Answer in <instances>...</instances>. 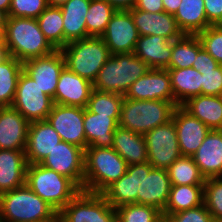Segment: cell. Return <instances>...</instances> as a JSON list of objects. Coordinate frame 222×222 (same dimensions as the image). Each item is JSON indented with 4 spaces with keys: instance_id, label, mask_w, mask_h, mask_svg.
<instances>
[{
    "instance_id": "obj_1",
    "label": "cell",
    "mask_w": 222,
    "mask_h": 222,
    "mask_svg": "<svg viewBox=\"0 0 222 222\" xmlns=\"http://www.w3.org/2000/svg\"><path fill=\"white\" fill-rule=\"evenodd\" d=\"M3 42L8 55L22 63L56 50L40 30L36 18L8 16Z\"/></svg>"
},
{
    "instance_id": "obj_2",
    "label": "cell",
    "mask_w": 222,
    "mask_h": 222,
    "mask_svg": "<svg viewBox=\"0 0 222 222\" xmlns=\"http://www.w3.org/2000/svg\"><path fill=\"white\" fill-rule=\"evenodd\" d=\"M0 222H58V213L24 185L0 194Z\"/></svg>"
},
{
    "instance_id": "obj_3",
    "label": "cell",
    "mask_w": 222,
    "mask_h": 222,
    "mask_svg": "<svg viewBox=\"0 0 222 222\" xmlns=\"http://www.w3.org/2000/svg\"><path fill=\"white\" fill-rule=\"evenodd\" d=\"M127 163L112 147H87L84 162V191L101 194L127 171Z\"/></svg>"
},
{
    "instance_id": "obj_4",
    "label": "cell",
    "mask_w": 222,
    "mask_h": 222,
    "mask_svg": "<svg viewBox=\"0 0 222 222\" xmlns=\"http://www.w3.org/2000/svg\"><path fill=\"white\" fill-rule=\"evenodd\" d=\"M25 185L57 213L81 191L71 179L40 164H28Z\"/></svg>"
},
{
    "instance_id": "obj_5",
    "label": "cell",
    "mask_w": 222,
    "mask_h": 222,
    "mask_svg": "<svg viewBox=\"0 0 222 222\" xmlns=\"http://www.w3.org/2000/svg\"><path fill=\"white\" fill-rule=\"evenodd\" d=\"M150 69L133 53L111 55L98 72L93 89L125 95L130 85Z\"/></svg>"
},
{
    "instance_id": "obj_6",
    "label": "cell",
    "mask_w": 222,
    "mask_h": 222,
    "mask_svg": "<svg viewBox=\"0 0 222 222\" xmlns=\"http://www.w3.org/2000/svg\"><path fill=\"white\" fill-rule=\"evenodd\" d=\"M60 51L64 56L65 66L91 83L112 55L101 37L70 42Z\"/></svg>"
},
{
    "instance_id": "obj_7",
    "label": "cell",
    "mask_w": 222,
    "mask_h": 222,
    "mask_svg": "<svg viewBox=\"0 0 222 222\" xmlns=\"http://www.w3.org/2000/svg\"><path fill=\"white\" fill-rule=\"evenodd\" d=\"M176 106L162 100H133L124 97L118 126L145 134L172 119Z\"/></svg>"
},
{
    "instance_id": "obj_8",
    "label": "cell",
    "mask_w": 222,
    "mask_h": 222,
    "mask_svg": "<svg viewBox=\"0 0 222 222\" xmlns=\"http://www.w3.org/2000/svg\"><path fill=\"white\" fill-rule=\"evenodd\" d=\"M58 222H117V216L102 194L81 190L58 213Z\"/></svg>"
},
{
    "instance_id": "obj_9",
    "label": "cell",
    "mask_w": 222,
    "mask_h": 222,
    "mask_svg": "<svg viewBox=\"0 0 222 222\" xmlns=\"http://www.w3.org/2000/svg\"><path fill=\"white\" fill-rule=\"evenodd\" d=\"M53 104V99L46 95L37 83L22 71L11 107L31 123L46 120Z\"/></svg>"
},
{
    "instance_id": "obj_10",
    "label": "cell",
    "mask_w": 222,
    "mask_h": 222,
    "mask_svg": "<svg viewBox=\"0 0 222 222\" xmlns=\"http://www.w3.org/2000/svg\"><path fill=\"white\" fill-rule=\"evenodd\" d=\"M148 162L155 169H165L182 156L174 120L155 127L144 134Z\"/></svg>"
},
{
    "instance_id": "obj_11",
    "label": "cell",
    "mask_w": 222,
    "mask_h": 222,
    "mask_svg": "<svg viewBox=\"0 0 222 222\" xmlns=\"http://www.w3.org/2000/svg\"><path fill=\"white\" fill-rule=\"evenodd\" d=\"M84 162V149L62 141L56 145L40 165L71 179L84 191Z\"/></svg>"
},
{
    "instance_id": "obj_12",
    "label": "cell",
    "mask_w": 222,
    "mask_h": 222,
    "mask_svg": "<svg viewBox=\"0 0 222 222\" xmlns=\"http://www.w3.org/2000/svg\"><path fill=\"white\" fill-rule=\"evenodd\" d=\"M46 120L57 131L62 141L86 149L84 108L53 104Z\"/></svg>"
},
{
    "instance_id": "obj_13",
    "label": "cell",
    "mask_w": 222,
    "mask_h": 222,
    "mask_svg": "<svg viewBox=\"0 0 222 222\" xmlns=\"http://www.w3.org/2000/svg\"><path fill=\"white\" fill-rule=\"evenodd\" d=\"M124 97L133 100H162L179 106L174 99L168 69L151 68L130 85Z\"/></svg>"
},
{
    "instance_id": "obj_14",
    "label": "cell",
    "mask_w": 222,
    "mask_h": 222,
    "mask_svg": "<svg viewBox=\"0 0 222 222\" xmlns=\"http://www.w3.org/2000/svg\"><path fill=\"white\" fill-rule=\"evenodd\" d=\"M139 36L130 11L118 10L111 17L101 38L110 53L115 55L133 53Z\"/></svg>"
},
{
    "instance_id": "obj_15",
    "label": "cell",
    "mask_w": 222,
    "mask_h": 222,
    "mask_svg": "<svg viewBox=\"0 0 222 222\" xmlns=\"http://www.w3.org/2000/svg\"><path fill=\"white\" fill-rule=\"evenodd\" d=\"M64 67L65 59L60 50L23 62V71L52 99H54L59 76Z\"/></svg>"
},
{
    "instance_id": "obj_16",
    "label": "cell",
    "mask_w": 222,
    "mask_h": 222,
    "mask_svg": "<svg viewBox=\"0 0 222 222\" xmlns=\"http://www.w3.org/2000/svg\"><path fill=\"white\" fill-rule=\"evenodd\" d=\"M170 189L171 182L167 170L155 169L149 162H144L137 204L154 206L163 212L169 200Z\"/></svg>"
},
{
    "instance_id": "obj_17",
    "label": "cell",
    "mask_w": 222,
    "mask_h": 222,
    "mask_svg": "<svg viewBox=\"0 0 222 222\" xmlns=\"http://www.w3.org/2000/svg\"><path fill=\"white\" fill-rule=\"evenodd\" d=\"M172 119L175 123L182 156H193L211 129L198 118L191 116L181 106L174 109Z\"/></svg>"
},
{
    "instance_id": "obj_18",
    "label": "cell",
    "mask_w": 222,
    "mask_h": 222,
    "mask_svg": "<svg viewBox=\"0 0 222 222\" xmlns=\"http://www.w3.org/2000/svg\"><path fill=\"white\" fill-rule=\"evenodd\" d=\"M129 11L140 36L156 35L174 41L184 35L172 14L152 13L136 8Z\"/></svg>"
},
{
    "instance_id": "obj_19",
    "label": "cell",
    "mask_w": 222,
    "mask_h": 222,
    "mask_svg": "<svg viewBox=\"0 0 222 222\" xmlns=\"http://www.w3.org/2000/svg\"><path fill=\"white\" fill-rule=\"evenodd\" d=\"M61 142V137L47 120L31 122L25 149L28 164H40Z\"/></svg>"
},
{
    "instance_id": "obj_20",
    "label": "cell",
    "mask_w": 222,
    "mask_h": 222,
    "mask_svg": "<svg viewBox=\"0 0 222 222\" xmlns=\"http://www.w3.org/2000/svg\"><path fill=\"white\" fill-rule=\"evenodd\" d=\"M92 90L93 83L65 66L59 76L53 103L86 108Z\"/></svg>"
},
{
    "instance_id": "obj_21",
    "label": "cell",
    "mask_w": 222,
    "mask_h": 222,
    "mask_svg": "<svg viewBox=\"0 0 222 222\" xmlns=\"http://www.w3.org/2000/svg\"><path fill=\"white\" fill-rule=\"evenodd\" d=\"M29 122L12 107H0V149L25 151Z\"/></svg>"
},
{
    "instance_id": "obj_22",
    "label": "cell",
    "mask_w": 222,
    "mask_h": 222,
    "mask_svg": "<svg viewBox=\"0 0 222 222\" xmlns=\"http://www.w3.org/2000/svg\"><path fill=\"white\" fill-rule=\"evenodd\" d=\"M142 180L143 163L128 165L126 173L101 194L113 208L137 203L138 190Z\"/></svg>"
},
{
    "instance_id": "obj_23",
    "label": "cell",
    "mask_w": 222,
    "mask_h": 222,
    "mask_svg": "<svg viewBox=\"0 0 222 222\" xmlns=\"http://www.w3.org/2000/svg\"><path fill=\"white\" fill-rule=\"evenodd\" d=\"M205 179L222 176V129L210 130L192 156Z\"/></svg>"
},
{
    "instance_id": "obj_24",
    "label": "cell",
    "mask_w": 222,
    "mask_h": 222,
    "mask_svg": "<svg viewBox=\"0 0 222 222\" xmlns=\"http://www.w3.org/2000/svg\"><path fill=\"white\" fill-rule=\"evenodd\" d=\"M25 151L0 149V194L25 185Z\"/></svg>"
},
{
    "instance_id": "obj_25",
    "label": "cell",
    "mask_w": 222,
    "mask_h": 222,
    "mask_svg": "<svg viewBox=\"0 0 222 222\" xmlns=\"http://www.w3.org/2000/svg\"><path fill=\"white\" fill-rule=\"evenodd\" d=\"M120 117H108L92 113L84 108V130L87 147H112L114 132Z\"/></svg>"
},
{
    "instance_id": "obj_26",
    "label": "cell",
    "mask_w": 222,
    "mask_h": 222,
    "mask_svg": "<svg viewBox=\"0 0 222 222\" xmlns=\"http://www.w3.org/2000/svg\"><path fill=\"white\" fill-rule=\"evenodd\" d=\"M133 54L150 68L166 69L172 54V41L156 35L139 36Z\"/></svg>"
},
{
    "instance_id": "obj_27",
    "label": "cell",
    "mask_w": 222,
    "mask_h": 222,
    "mask_svg": "<svg viewBox=\"0 0 222 222\" xmlns=\"http://www.w3.org/2000/svg\"><path fill=\"white\" fill-rule=\"evenodd\" d=\"M91 0H68L60 7L63 16L64 46L87 38L86 14Z\"/></svg>"
},
{
    "instance_id": "obj_28",
    "label": "cell",
    "mask_w": 222,
    "mask_h": 222,
    "mask_svg": "<svg viewBox=\"0 0 222 222\" xmlns=\"http://www.w3.org/2000/svg\"><path fill=\"white\" fill-rule=\"evenodd\" d=\"M112 148L126 161L127 165L148 162L143 134L118 126L114 132Z\"/></svg>"
},
{
    "instance_id": "obj_29",
    "label": "cell",
    "mask_w": 222,
    "mask_h": 222,
    "mask_svg": "<svg viewBox=\"0 0 222 222\" xmlns=\"http://www.w3.org/2000/svg\"><path fill=\"white\" fill-rule=\"evenodd\" d=\"M181 107L211 130L222 129V96L200 94L189 98Z\"/></svg>"
},
{
    "instance_id": "obj_30",
    "label": "cell",
    "mask_w": 222,
    "mask_h": 222,
    "mask_svg": "<svg viewBox=\"0 0 222 222\" xmlns=\"http://www.w3.org/2000/svg\"><path fill=\"white\" fill-rule=\"evenodd\" d=\"M173 16L183 34L197 35L211 26L207 21L203 0H181Z\"/></svg>"
},
{
    "instance_id": "obj_31",
    "label": "cell",
    "mask_w": 222,
    "mask_h": 222,
    "mask_svg": "<svg viewBox=\"0 0 222 222\" xmlns=\"http://www.w3.org/2000/svg\"><path fill=\"white\" fill-rule=\"evenodd\" d=\"M176 103L181 106L189 98L201 94V73L195 68L168 69Z\"/></svg>"
},
{
    "instance_id": "obj_32",
    "label": "cell",
    "mask_w": 222,
    "mask_h": 222,
    "mask_svg": "<svg viewBox=\"0 0 222 222\" xmlns=\"http://www.w3.org/2000/svg\"><path fill=\"white\" fill-rule=\"evenodd\" d=\"M204 204V185H171L169 200L162 212L169 216Z\"/></svg>"
},
{
    "instance_id": "obj_33",
    "label": "cell",
    "mask_w": 222,
    "mask_h": 222,
    "mask_svg": "<svg viewBox=\"0 0 222 222\" xmlns=\"http://www.w3.org/2000/svg\"><path fill=\"white\" fill-rule=\"evenodd\" d=\"M23 63L12 56L0 62V107H11Z\"/></svg>"
},
{
    "instance_id": "obj_34",
    "label": "cell",
    "mask_w": 222,
    "mask_h": 222,
    "mask_svg": "<svg viewBox=\"0 0 222 222\" xmlns=\"http://www.w3.org/2000/svg\"><path fill=\"white\" fill-rule=\"evenodd\" d=\"M202 48L197 35L184 34L172 41V54L169 66L166 69L190 68Z\"/></svg>"
},
{
    "instance_id": "obj_35",
    "label": "cell",
    "mask_w": 222,
    "mask_h": 222,
    "mask_svg": "<svg viewBox=\"0 0 222 222\" xmlns=\"http://www.w3.org/2000/svg\"><path fill=\"white\" fill-rule=\"evenodd\" d=\"M36 19L49 43L56 50H61L64 47V30L60 7L48 6Z\"/></svg>"
},
{
    "instance_id": "obj_36",
    "label": "cell",
    "mask_w": 222,
    "mask_h": 222,
    "mask_svg": "<svg viewBox=\"0 0 222 222\" xmlns=\"http://www.w3.org/2000/svg\"><path fill=\"white\" fill-rule=\"evenodd\" d=\"M171 185H204L205 178L192 156H181L167 169Z\"/></svg>"
},
{
    "instance_id": "obj_37",
    "label": "cell",
    "mask_w": 222,
    "mask_h": 222,
    "mask_svg": "<svg viewBox=\"0 0 222 222\" xmlns=\"http://www.w3.org/2000/svg\"><path fill=\"white\" fill-rule=\"evenodd\" d=\"M116 10L105 0H91L86 14L88 37H101Z\"/></svg>"
},
{
    "instance_id": "obj_38",
    "label": "cell",
    "mask_w": 222,
    "mask_h": 222,
    "mask_svg": "<svg viewBox=\"0 0 222 222\" xmlns=\"http://www.w3.org/2000/svg\"><path fill=\"white\" fill-rule=\"evenodd\" d=\"M124 95L93 89L87 109L96 114L108 117H120Z\"/></svg>"
},
{
    "instance_id": "obj_39",
    "label": "cell",
    "mask_w": 222,
    "mask_h": 222,
    "mask_svg": "<svg viewBox=\"0 0 222 222\" xmlns=\"http://www.w3.org/2000/svg\"><path fill=\"white\" fill-rule=\"evenodd\" d=\"M115 210L117 222H164L162 212L150 205L131 203Z\"/></svg>"
},
{
    "instance_id": "obj_40",
    "label": "cell",
    "mask_w": 222,
    "mask_h": 222,
    "mask_svg": "<svg viewBox=\"0 0 222 222\" xmlns=\"http://www.w3.org/2000/svg\"><path fill=\"white\" fill-rule=\"evenodd\" d=\"M204 204L214 222H222V177H211L205 180Z\"/></svg>"
},
{
    "instance_id": "obj_41",
    "label": "cell",
    "mask_w": 222,
    "mask_h": 222,
    "mask_svg": "<svg viewBox=\"0 0 222 222\" xmlns=\"http://www.w3.org/2000/svg\"><path fill=\"white\" fill-rule=\"evenodd\" d=\"M197 36L202 47L222 65V25H211Z\"/></svg>"
},
{
    "instance_id": "obj_42",
    "label": "cell",
    "mask_w": 222,
    "mask_h": 222,
    "mask_svg": "<svg viewBox=\"0 0 222 222\" xmlns=\"http://www.w3.org/2000/svg\"><path fill=\"white\" fill-rule=\"evenodd\" d=\"M47 7V0H11L8 16L37 18Z\"/></svg>"
},
{
    "instance_id": "obj_43",
    "label": "cell",
    "mask_w": 222,
    "mask_h": 222,
    "mask_svg": "<svg viewBox=\"0 0 222 222\" xmlns=\"http://www.w3.org/2000/svg\"><path fill=\"white\" fill-rule=\"evenodd\" d=\"M199 72L202 80L201 95L222 96V65Z\"/></svg>"
},
{
    "instance_id": "obj_44",
    "label": "cell",
    "mask_w": 222,
    "mask_h": 222,
    "mask_svg": "<svg viewBox=\"0 0 222 222\" xmlns=\"http://www.w3.org/2000/svg\"><path fill=\"white\" fill-rule=\"evenodd\" d=\"M163 217L164 222H214L205 204Z\"/></svg>"
},
{
    "instance_id": "obj_45",
    "label": "cell",
    "mask_w": 222,
    "mask_h": 222,
    "mask_svg": "<svg viewBox=\"0 0 222 222\" xmlns=\"http://www.w3.org/2000/svg\"><path fill=\"white\" fill-rule=\"evenodd\" d=\"M207 21L210 25H222V0H203Z\"/></svg>"
},
{
    "instance_id": "obj_46",
    "label": "cell",
    "mask_w": 222,
    "mask_h": 222,
    "mask_svg": "<svg viewBox=\"0 0 222 222\" xmlns=\"http://www.w3.org/2000/svg\"><path fill=\"white\" fill-rule=\"evenodd\" d=\"M220 64L202 47L198 53L197 57L193 62L192 67L197 71L215 69Z\"/></svg>"
},
{
    "instance_id": "obj_47",
    "label": "cell",
    "mask_w": 222,
    "mask_h": 222,
    "mask_svg": "<svg viewBox=\"0 0 222 222\" xmlns=\"http://www.w3.org/2000/svg\"><path fill=\"white\" fill-rule=\"evenodd\" d=\"M134 8L152 13L165 12L162 0H137Z\"/></svg>"
},
{
    "instance_id": "obj_48",
    "label": "cell",
    "mask_w": 222,
    "mask_h": 222,
    "mask_svg": "<svg viewBox=\"0 0 222 222\" xmlns=\"http://www.w3.org/2000/svg\"><path fill=\"white\" fill-rule=\"evenodd\" d=\"M116 11L118 10H131L135 7L137 0H105Z\"/></svg>"
},
{
    "instance_id": "obj_49",
    "label": "cell",
    "mask_w": 222,
    "mask_h": 222,
    "mask_svg": "<svg viewBox=\"0 0 222 222\" xmlns=\"http://www.w3.org/2000/svg\"><path fill=\"white\" fill-rule=\"evenodd\" d=\"M164 11L174 15L178 10L181 0H162Z\"/></svg>"
},
{
    "instance_id": "obj_50",
    "label": "cell",
    "mask_w": 222,
    "mask_h": 222,
    "mask_svg": "<svg viewBox=\"0 0 222 222\" xmlns=\"http://www.w3.org/2000/svg\"><path fill=\"white\" fill-rule=\"evenodd\" d=\"M8 14L0 10V32L3 34L7 24Z\"/></svg>"
},
{
    "instance_id": "obj_51",
    "label": "cell",
    "mask_w": 222,
    "mask_h": 222,
    "mask_svg": "<svg viewBox=\"0 0 222 222\" xmlns=\"http://www.w3.org/2000/svg\"><path fill=\"white\" fill-rule=\"evenodd\" d=\"M8 52L5 46V43L3 42V39L0 41V62H2L5 58H7Z\"/></svg>"
},
{
    "instance_id": "obj_52",
    "label": "cell",
    "mask_w": 222,
    "mask_h": 222,
    "mask_svg": "<svg viewBox=\"0 0 222 222\" xmlns=\"http://www.w3.org/2000/svg\"><path fill=\"white\" fill-rule=\"evenodd\" d=\"M68 0H47L48 6L51 7H61L64 5Z\"/></svg>"
},
{
    "instance_id": "obj_53",
    "label": "cell",
    "mask_w": 222,
    "mask_h": 222,
    "mask_svg": "<svg viewBox=\"0 0 222 222\" xmlns=\"http://www.w3.org/2000/svg\"><path fill=\"white\" fill-rule=\"evenodd\" d=\"M10 4L11 0H0V10L5 11L8 14Z\"/></svg>"
},
{
    "instance_id": "obj_54",
    "label": "cell",
    "mask_w": 222,
    "mask_h": 222,
    "mask_svg": "<svg viewBox=\"0 0 222 222\" xmlns=\"http://www.w3.org/2000/svg\"><path fill=\"white\" fill-rule=\"evenodd\" d=\"M3 39V34L0 32V41Z\"/></svg>"
}]
</instances>
